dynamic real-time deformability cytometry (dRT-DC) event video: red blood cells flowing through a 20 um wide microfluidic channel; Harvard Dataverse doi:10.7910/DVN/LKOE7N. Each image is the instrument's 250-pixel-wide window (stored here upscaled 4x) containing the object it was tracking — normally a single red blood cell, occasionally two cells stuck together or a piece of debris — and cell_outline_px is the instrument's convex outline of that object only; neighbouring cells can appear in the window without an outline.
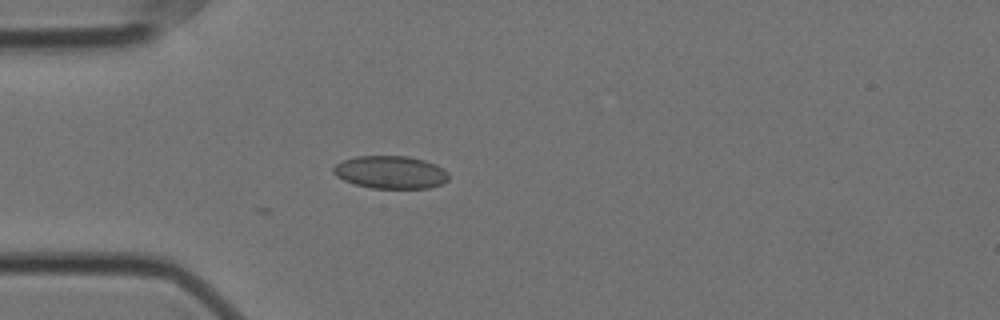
{"species": "Egyptian fruit bat (a non-hibernating species)", "species_latin": "Rousettus aegyptiacus", "temperature_condition": "cold", "stored_images_in_passage": 6, "camera_frame_rate_fps": 3000, "um_per_image_px": 0.085, "animal": {"sex": "female"}, "frame": {"image": 1, "passage_image": 2, "time_ms": 0.333, "image_size_px": [1000, 320], "cell_outline_px": [[448, 180], [444, 184], [428, 188], [372, 188], [356, 184], [344, 180], [336, 176], [332, 172], [332, 168], [336, 164], [344, 160], [356, 156], [408, 156], [424, 160], [436, 164], [444, 168], [448, 172]], "centroid_in_image_um": [33.23, 14.64], "position_along_channel_um": 51.8, "area_um2": 22.14}}
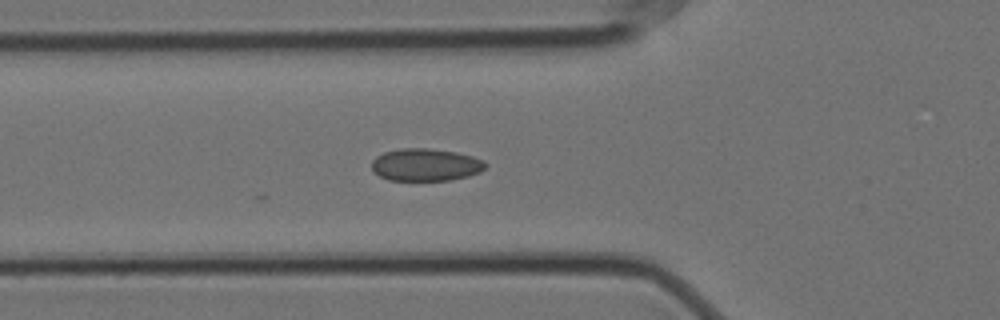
{"frame": {"image": 2, "passage_image": 6, "time_ms": 1.667, "image_size_px": [1000, 320], "cell_outline_px": [[488, 164], [480, 172], [468, 176], [448, 180], [388, 180], [380, 176], [372, 168], [372, 160], [376, 156], [384, 152], [400, 148], [428, 148], [456, 152], [472, 156], [484, 160]], "centroid_in_image_um": [36.19, 14.0], "position_along_channel_um": 89.6, "area_um2": 21.5}}